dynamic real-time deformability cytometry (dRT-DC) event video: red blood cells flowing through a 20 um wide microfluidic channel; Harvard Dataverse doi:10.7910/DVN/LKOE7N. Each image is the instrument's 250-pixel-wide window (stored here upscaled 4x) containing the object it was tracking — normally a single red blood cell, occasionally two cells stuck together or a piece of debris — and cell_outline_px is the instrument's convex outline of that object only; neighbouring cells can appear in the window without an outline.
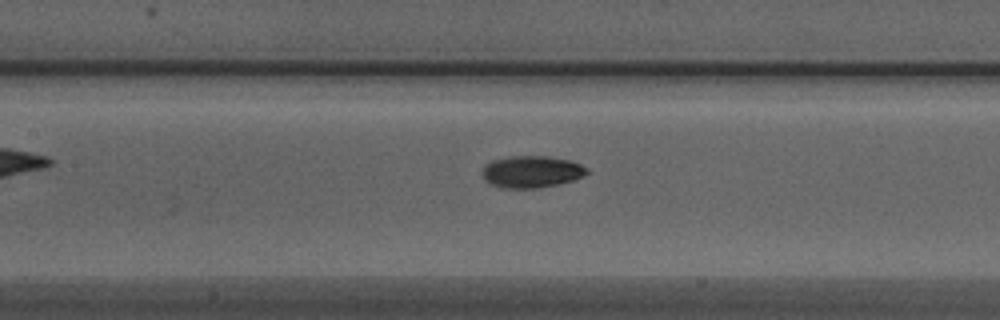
{"species": "Egyptian fruit bat (a non-hibernating species)", "species_latin": "Rousettus aegyptiacus", "temperature_condition": "warm", "stored_images_in_passage": 5, "camera_frame_rate_fps": 3000, "um_per_image_px": 0.085, "animal": {"sex": "male"}, "frame": {"image": 1, "passage_image": 5, "time_ms": 1.333, "image_size_px": [1000, 320], "cell_outline_px": [[588, 172], [584, 176], [560, 184], [536, 188], [504, 188], [492, 184], [484, 180], [484, 164], [492, 160], [512, 156], [548, 156], [568, 160], [580, 164], [588, 168]], "centroid_in_image_um": [45.2, 14.59], "position_along_channel_um": 162.2, "area_um2": 19.36}}